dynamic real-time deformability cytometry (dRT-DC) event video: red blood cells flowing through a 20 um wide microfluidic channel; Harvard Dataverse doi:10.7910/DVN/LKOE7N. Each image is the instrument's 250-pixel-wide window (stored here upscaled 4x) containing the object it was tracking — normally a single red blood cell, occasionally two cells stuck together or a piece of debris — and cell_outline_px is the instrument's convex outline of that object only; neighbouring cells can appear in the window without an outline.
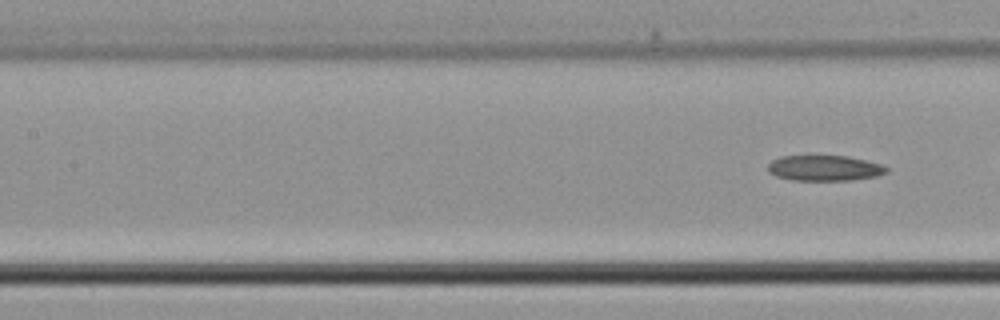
{"species": "common noctule bat (a hibernating species)", "species_latin": "Nyctalus noctula", "temperature_condition": "cold", "stored_images_in_passage": 4, "segment_of_instrument_passage": [2, 2], "camera_frame_rate_fps": 3000, "um_per_image_px": 0.085, "animal": {"sex": "male", "body_mass_g": 21.5, "forearm_length_mm": 52.0}, "frame": {"image": 1, "passage_image": 4, "time_ms": 1.0, "image_size_px": [1000, 320], "cell_outline_px": [[888, 172], [876, 176], [848, 180], [792, 180], [776, 176], [768, 172], [768, 164], [772, 160], [780, 156], [848, 156], [880, 164], [888, 168]], "centroid_in_image_um": [70.05, 14.28], "position_along_channel_um": 137.4, "area_um2": 17.51}}